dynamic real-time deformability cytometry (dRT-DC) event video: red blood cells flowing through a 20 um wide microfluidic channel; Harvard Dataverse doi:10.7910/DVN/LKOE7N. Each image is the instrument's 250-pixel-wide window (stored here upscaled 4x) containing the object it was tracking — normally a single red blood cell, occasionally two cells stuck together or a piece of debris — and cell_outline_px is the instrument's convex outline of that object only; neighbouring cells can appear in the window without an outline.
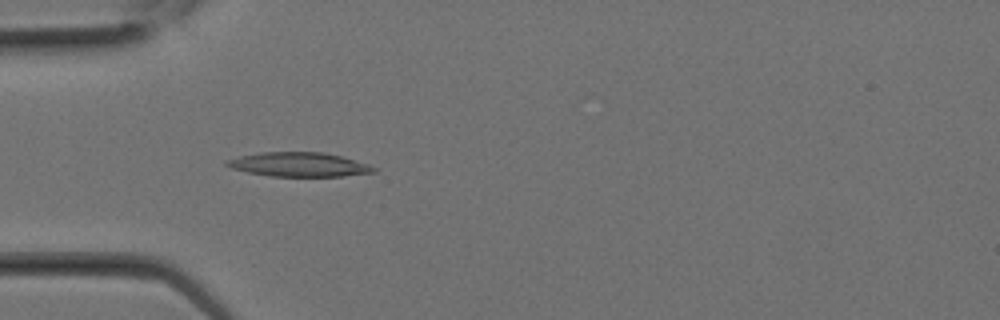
{"species": "Egyptian fruit bat (a non-hibernating species)", "species_latin": "Rousettus aegyptiacus", "temperature_condition": "room temperature", "stored_images_in_passage": 11, "camera_frame_rate_fps": 3000, "um_per_image_px": 0.085, "animal": {"sex": "female"}, "frame": {"image": 1, "passage_image": 3, "time_ms": 0.667, "image_size_px": [1000, 320], "cell_outline_px": [[380, 168], [376, 172], [340, 176], [272, 176], [248, 172], [232, 168], [224, 164], [224, 160], [240, 156], [260, 152], [324, 152], [340, 156], [368, 164]], "centroid_in_image_um": [25.42, 13.98], "position_along_channel_um": 59.6, "area_um2": 20.69}}
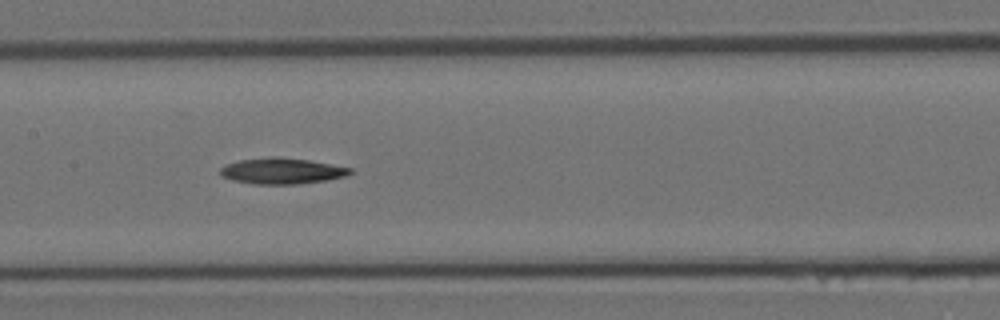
{"frame": {"image": 2, "passage_image": 8, "time_ms": 2.333, "image_size_px": [1000, 320], "cell_outline_px": [[352, 172], [344, 176], [328, 180], [296, 184], [252, 184], [232, 180], [220, 176], [220, 168], [228, 164], [240, 160], [268, 156], [276, 156], [308, 160], [352, 168]], "centroid_in_image_um": [23.93, 14.53], "position_along_channel_um": 183.5, "area_um2": 19.65}}
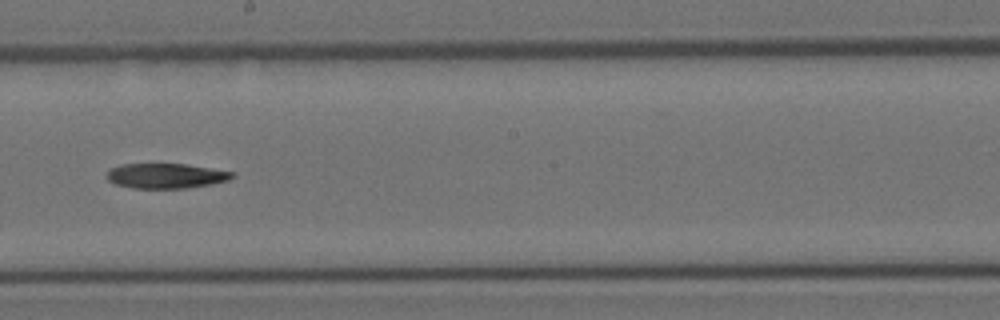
{"frame": {"image": 3, "passage_image": 10, "time_ms": 3.0, "image_size_px": [1000, 320], "cell_outline_px": [[236, 176], [228, 180], [212, 184], [188, 188], [132, 188], [116, 184], [108, 180], [104, 176], [108, 168], [120, 164], [188, 164], [236, 172]], "centroid_in_image_um": [14.1, 14.94], "position_along_channel_um": 234.1, "area_um2": 18.61}}